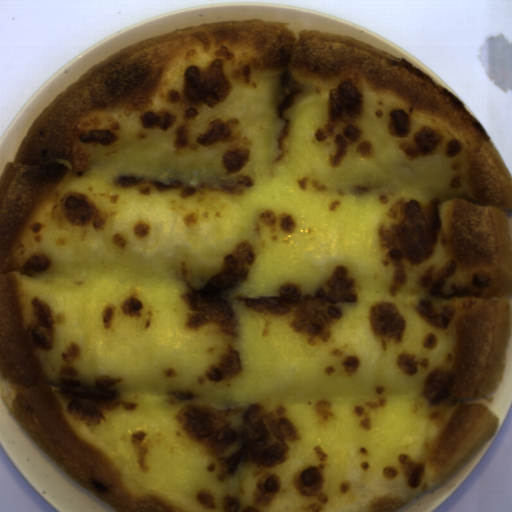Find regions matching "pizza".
<instances>
[{"instance_id":"dd6c1bee","label":"pizza","mask_w":512,"mask_h":512,"mask_svg":"<svg viewBox=\"0 0 512 512\" xmlns=\"http://www.w3.org/2000/svg\"><path fill=\"white\" fill-rule=\"evenodd\" d=\"M512 174L351 35L188 25L96 64L0 176V394L118 512H396L498 433Z\"/></svg>"}]
</instances>
